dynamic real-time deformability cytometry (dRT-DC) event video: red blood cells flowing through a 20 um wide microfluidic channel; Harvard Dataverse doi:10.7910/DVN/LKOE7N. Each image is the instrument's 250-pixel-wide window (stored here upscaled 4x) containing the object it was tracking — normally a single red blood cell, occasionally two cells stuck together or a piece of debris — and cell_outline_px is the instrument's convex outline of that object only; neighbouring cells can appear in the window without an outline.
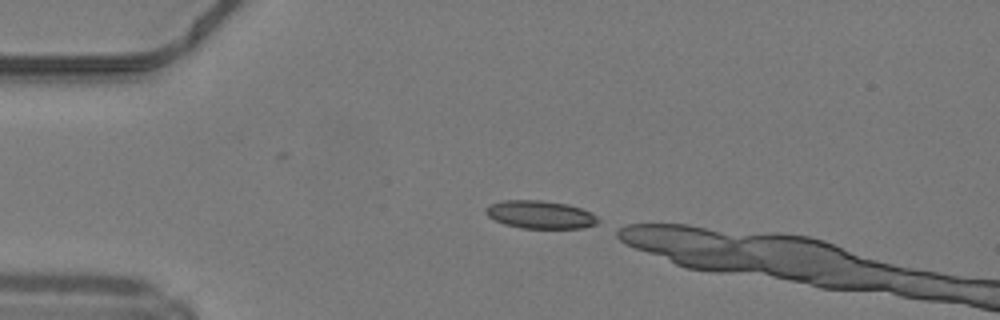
{"species": "common noctule bat (a hibernating species)", "species_latin": "Nyctalus noctula", "temperature_condition": "warm", "stored_images_in_passage": 2, "camera_frame_rate_fps": 3000, "um_per_image_px": 0.085, "animal": {"sex": "male", "body_mass_g": 19.2, "forearm_length_mm": 51.8}, "frame": {"image": 1, "passage_image": 2, "time_ms": 0.333, "image_size_px": [1000, 320], "cell_outline_px": [[600, 220], [596, 224], [584, 228], [520, 228], [504, 224], [488, 216], [484, 212], [484, 208], [488, 204], [500, 200], [540, 200], [568, 204], [592, 212]], "centroid_in_image_um": [45.89, 18.23], "position_along_channel_um": 39.1, "area_um2": 18.5}}